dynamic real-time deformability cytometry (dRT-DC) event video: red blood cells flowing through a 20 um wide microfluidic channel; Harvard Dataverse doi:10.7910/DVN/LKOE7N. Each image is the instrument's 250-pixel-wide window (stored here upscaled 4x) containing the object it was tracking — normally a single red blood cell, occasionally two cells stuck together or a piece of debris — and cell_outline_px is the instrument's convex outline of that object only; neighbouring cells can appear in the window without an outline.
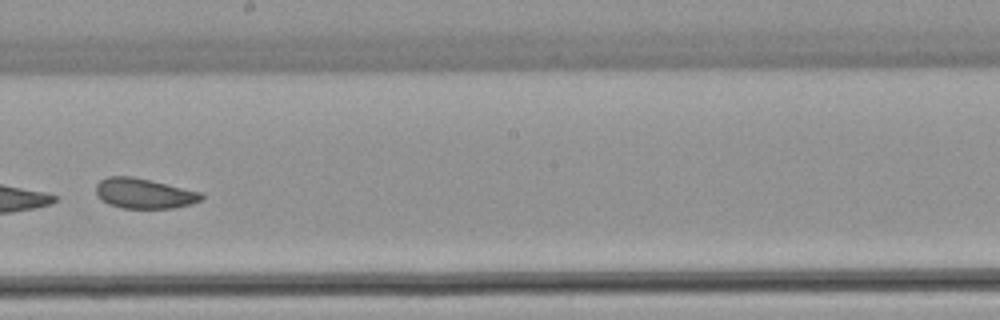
{"species": "common noctule bat (a hibernating species)", "species_latin": "Nyctalus noctula", "temperature_condition": "warm", "stored_images_in_passage": 48, "camera_frame_rate_fps": 3000, "um_per_image_px": 0.085, "animal": {"sex": "female", "body_mass_g": 22.7, "forearm_length_mm": 54.2}, "frame": {"image": 1, "passage_image": 28, "time_ms": 9.0, "image_size_px": [1000, 320], "cell_outline_px": [[204, 196], [200, 200], [192, 204], [172, 208], [120, 208], [108, 204], [96, 192], [96, 184], [100, 180], [108, 176], [132, 176], [200, 192]], "centroid_in_image_um": [12.23, 16.44], "position_along_channel_um": 236.0, "area_um2": 18.26}}